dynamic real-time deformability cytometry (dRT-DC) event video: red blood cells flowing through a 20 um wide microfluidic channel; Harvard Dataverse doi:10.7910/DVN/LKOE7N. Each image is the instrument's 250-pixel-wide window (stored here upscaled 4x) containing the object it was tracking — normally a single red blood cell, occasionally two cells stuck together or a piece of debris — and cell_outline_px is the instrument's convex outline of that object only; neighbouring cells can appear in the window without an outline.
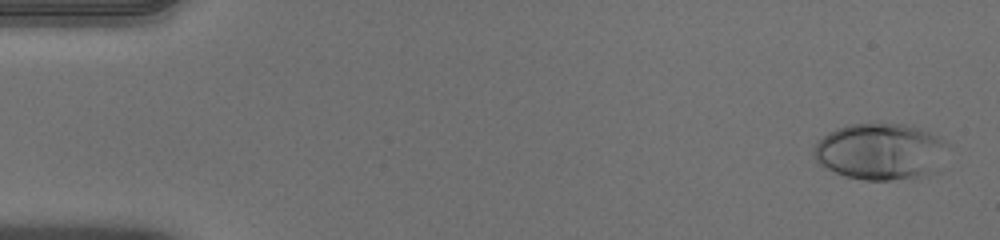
{"species": "human", "species_latin": "Homo sapiens", "temperature_condition": "warm", "stored_images_in_passage": 52, "camera_frame_rate_fps": 3000, "um_per_image_px": 0.085, "donor": {"sex": "male"}, "frame": {"image": 1, "passage_image": 2, "time_ms": 0.333, "image_size_px": [1000, 240], "cell_outline_px": [[940, 140], [928, 172], [916, 176], [888, 180], [864, 180], [848, 176], [836, 172], [820, 164], [816, 160], [812, 152], [816, 144], [828, 132], [836, 128], [848, 124], [904, 124], [920, 128], [936, 136]], "centroid_in_image_um": [74.57, 12.84], "position_along_channel_um": 10.4, "area_um2": 41.44}}
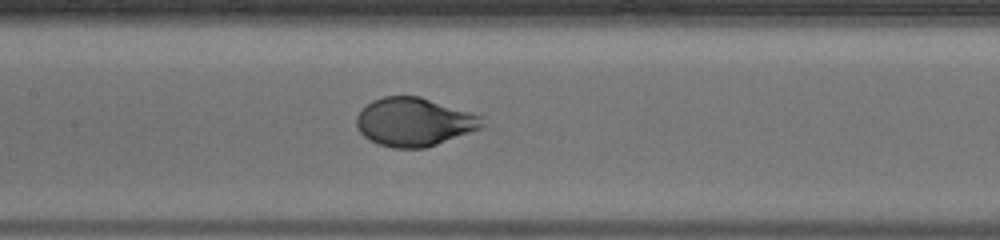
{"frame": {"image": 2, "passage_image": 25, "time_ms": 8.0, "image_size_px": [1000, 240], "cell_outline_px": [[484, 124], [480, 128], [436, 144], [424, 148], [392, 148], [380, 144], [364, 136], [360, 132], [356, 124], [356, 116], [372, 100], [384, 96], [420, 96], [472, 112], [484, 116]], "centroid_in_image_um": [35.22, 10.35], "position_along_channel_um": 172.2, "area_um2": 35.26}}
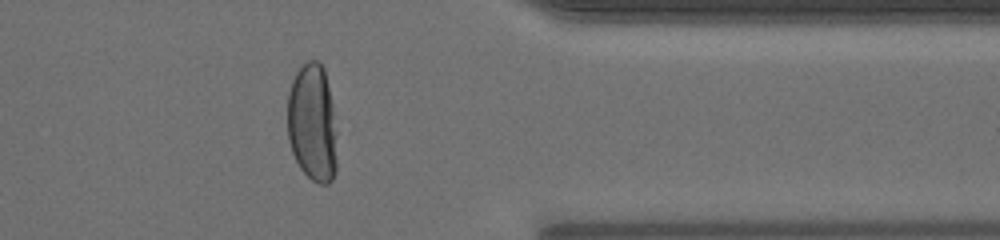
{"frame": {"image": 3, "passage_image": 42, "time_ms": 13.667, "image_size_px": [1000, 240], "cell_outline_px": [[336, 172], [332, 180], [328, 184], [320, 184], [312, 180], [300, 168], [292, 152], [288, 140], [288, 92], [292, 80], [296, 72], [308, 60], [320, 60], [324, 68], [332, 104], [336, 132]], "centroid_in_image_um": [26.56, 10.46], "position_along_channel_um": 384.8, "area_um2": 34.22}, "authors_computed_cell_mechanics": {"area_um2": 36.7608, "velocity_mm_per_s": 3.9772, "shape_relaxation_time_tau1_ms": 3.6603, "shape_relaxation_time_tau2_ms": null, "deformation_change_tau1": 0.237, "deformation_change_tau2": null}}